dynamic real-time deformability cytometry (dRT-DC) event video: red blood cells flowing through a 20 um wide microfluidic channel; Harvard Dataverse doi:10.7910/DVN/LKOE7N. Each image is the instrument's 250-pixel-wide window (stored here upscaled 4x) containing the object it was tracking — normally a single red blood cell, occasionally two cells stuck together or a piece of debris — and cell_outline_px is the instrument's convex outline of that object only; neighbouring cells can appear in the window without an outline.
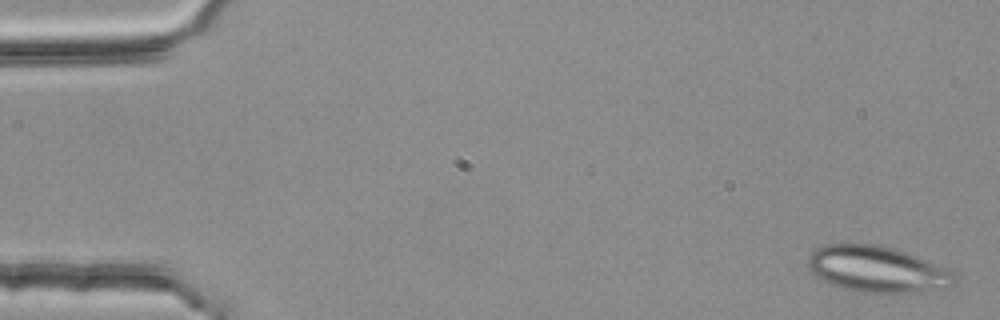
{"species": "common noctule bat (a hibernating species)", "species_latin": "Nyctalus noctula", "temperature_condition": "room temperature", "stored_images_in_passage": 15, "camera_frame_rate_fps": 3000, "um_per_image_px": 0.085, "animal": {"sex": "female", "body_mass_g": 25.1}, "frame": {"image": 1, "passage_image": 2, "time_ms": 0.333, "image_size_px": [1000, 320], "cell_outline_px": [[956, 280], [952, 284], [908, 292], [860, 292], [844, 288], [832, 284], [816, 276], [808, 268], [808, 256], [816, 248], [824, 244], [880, 244], [896, 248], [916, 256], [952, 272], [956, 276]], "centroid_in_image_um": [74.45, 22.84], "position_along_channel_um": 10.5, "area_um2": 38.44}}